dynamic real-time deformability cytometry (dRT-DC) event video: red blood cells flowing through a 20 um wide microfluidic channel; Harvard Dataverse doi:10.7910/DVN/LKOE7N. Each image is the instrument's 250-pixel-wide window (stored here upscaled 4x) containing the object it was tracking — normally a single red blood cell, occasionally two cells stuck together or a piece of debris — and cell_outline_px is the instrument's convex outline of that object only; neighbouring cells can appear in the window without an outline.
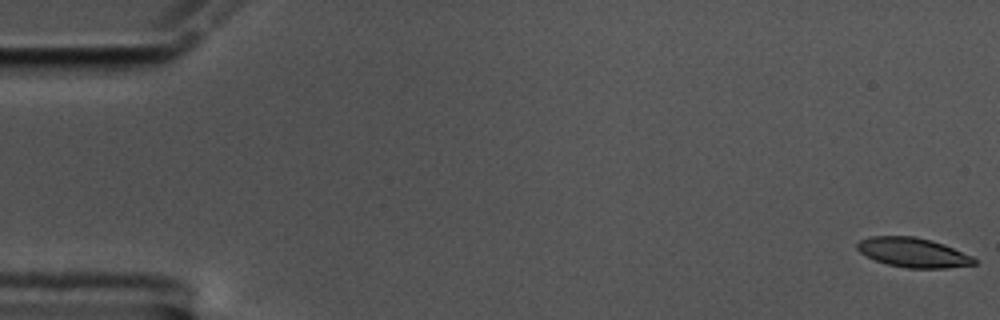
{"species": "common noctule bat (a hibernating species)", "species_latin": "Nyctalus noctula", "temperature_condition": "cold", "stored_images_in_passage": 59, "camera_frame_rate_fps": 3000, "um_per_image_px": 0.085, "animal": {"sex": "male", "body_mass_g": 17.5, "forearm_length_mm": 52.3}, "frame": {"image": 1, "passage_image": 1, "time_ms": 0.0, "image_size_px": [1000, 320], "cell_outline_px": [[976, 264], [944, 268], [908, 268], [888, 264], [876, 260], [860, 252], [856, 248], [856, 244], [860, 240], [868, 236], [916, 236], [932, 240], [944, 244], [972, 256], [976, 260]], "centroid_in_image_um": [77.61, 21.45], "position_along_channel_um": 7.4, "area_um2": 20.06}}
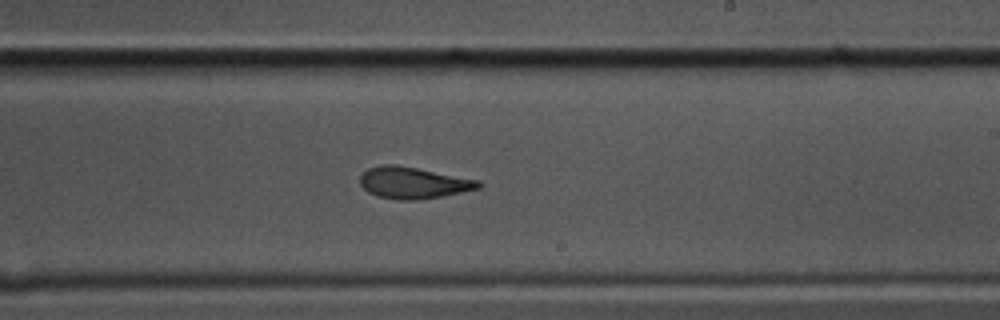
{"frame": {"image": 2, "passage_image": 35, "time_ms": 11.333, "image_size_px": [1000, 320], "cell_outline_px": [[484, 184], [480, 188], [440, 196], [416, 200], [396, 200], [376, 196], [368, 192], [360, 184], [360, 176], [368, 168], [380, 164], [392, 164], [416, 168], [480, 180]], "centroid_in_image_um": [35.11, 15.54], "position_along_channel_um": 253.9, "area_um2": 21.73}}
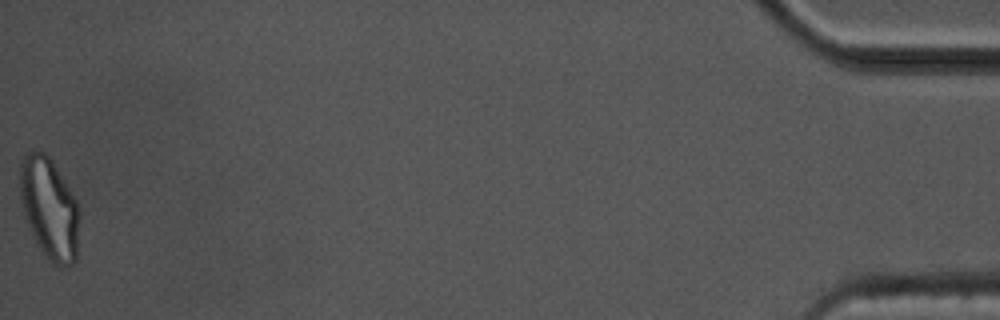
{"frame": {"image": 3, "passage_image": 59, "time_ms": 19.333, "image_size_px": [1000, 320], "cell_outline_px": [[80, 216], [76, 260], [72, 264], [56, 264], [36, 244], [24, 216], [20, 200], [20, 160], [24, 156], [32, 152], [44, 152], [52, 160], [76, 200], [80, 212]], "centroid_in_image_um": [4.19, 17.69], "position_along_channel_um": 431.0, "area_um2": 34.8}, "authors_computed_cell_mechanics": {"area_um2": 21.964, "velocity_mm_per_s": 3.4435, "shape_relaxation_time_tau1_ms": 7.3183, "shape_relaxation_time_tau2_ms": 3.1079, "deformation_change_tau1": 0.1934, "deformation_change_tau2": 0.1081}}